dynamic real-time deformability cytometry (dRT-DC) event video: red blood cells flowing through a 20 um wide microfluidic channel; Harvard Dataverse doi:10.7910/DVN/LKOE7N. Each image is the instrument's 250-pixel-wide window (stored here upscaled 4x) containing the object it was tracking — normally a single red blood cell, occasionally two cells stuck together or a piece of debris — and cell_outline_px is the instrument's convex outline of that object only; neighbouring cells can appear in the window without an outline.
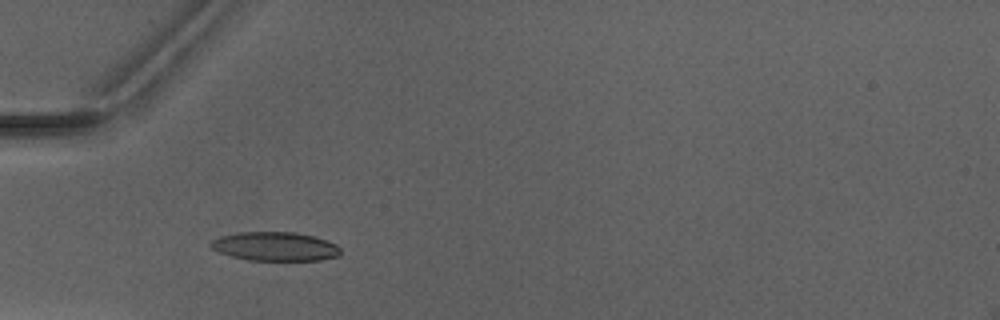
{"species": "Egyptian fruit bat (a non-hibernating species)", "species_latin": "Rousettus aegyptiacus", "temperature_condition": "warm", "stored_images_in_passage": 3, "camera_frame_rate_fps": 3000, "um_per_image_px": 0.085, "animal": {"sex": "male"}, "frame": {"image": 1, "passage_image": 3, "time_ms": 2.667, "image_size_px": [1000, 320], "cell_outline_px": [[340, 256], [320, 260], [248, 260], [232, 256], [220, 252], [212, 248], [208, 244], [212, 240], [220, 236], [240, 232], [296, 232], [328, 240], [336, 244], [340, 248]], "centroid_in_image_um": [23.4, 20.94], "position_along_channel_um": 61.6, "area_um2": 21.85}}